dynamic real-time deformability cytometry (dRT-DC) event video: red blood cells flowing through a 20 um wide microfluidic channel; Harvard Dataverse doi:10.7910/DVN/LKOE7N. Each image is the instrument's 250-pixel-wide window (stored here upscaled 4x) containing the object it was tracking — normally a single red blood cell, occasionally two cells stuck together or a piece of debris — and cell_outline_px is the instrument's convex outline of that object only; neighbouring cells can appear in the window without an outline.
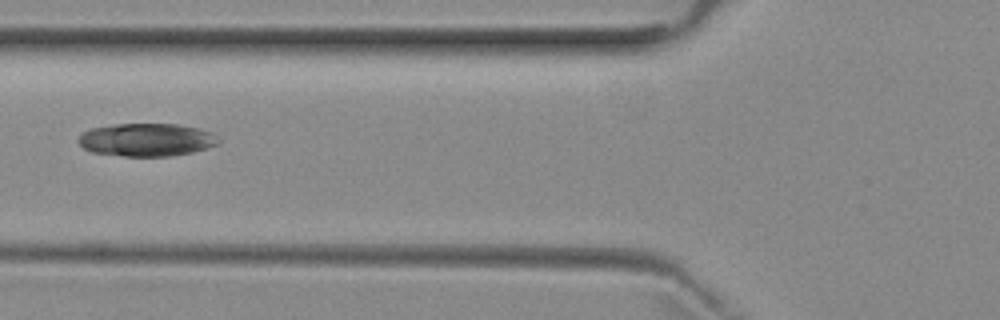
{"species": "common noctule bat (a hibernating species)", "species_latin": "Nyctalus noctula", "temperature_condition": "room temperature", "stored_images_in_passage": 6, "camera_frame_rate_fps": 3000, "um_per_image_px": 0.085, "animal": {"sex": "female", "body_mass_g": 29.2, "forearm_length_mm": 56.3}, "frame": {"image": 1, "passage_image": 5, "time_ms": 5.333, "image_size_px": [1000, 320], "cell_outline_px": [[220, 140], [216, 144], [192, 152], [168, 156], [124, 156], [92, 152], [84, 148], [80, 144], [80, 136], [84, 132], [92, 128], [112, 124], [176, 124], [196, 128], [208, 132]], "centroid_in_image_um": [12.42, 11.88], "position_along_channel_um": 113.4, "area_um2": 26.36}}
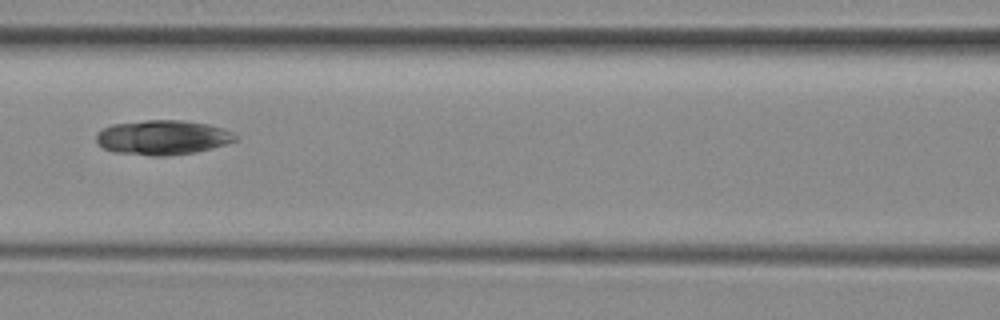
{"frame": {"image": 2, "passage_image": 6, "time_ms": 6.333, "image_size_px": [1000, 320], "cell_outline_px": [[236, 140], [224, 144], [196, 152], [164, 156], [152, 156], [112, 152], [104, 148], [96, 140], [96, 136], [104, 128], [112, 124], [144, 120], [184, 120], [208, 124], [232, 132], [236, 136]], "centroid_in_image_um": [13.8, 11.68], "position_along_channel_um": 152.8, "area_um2": 27.86}}